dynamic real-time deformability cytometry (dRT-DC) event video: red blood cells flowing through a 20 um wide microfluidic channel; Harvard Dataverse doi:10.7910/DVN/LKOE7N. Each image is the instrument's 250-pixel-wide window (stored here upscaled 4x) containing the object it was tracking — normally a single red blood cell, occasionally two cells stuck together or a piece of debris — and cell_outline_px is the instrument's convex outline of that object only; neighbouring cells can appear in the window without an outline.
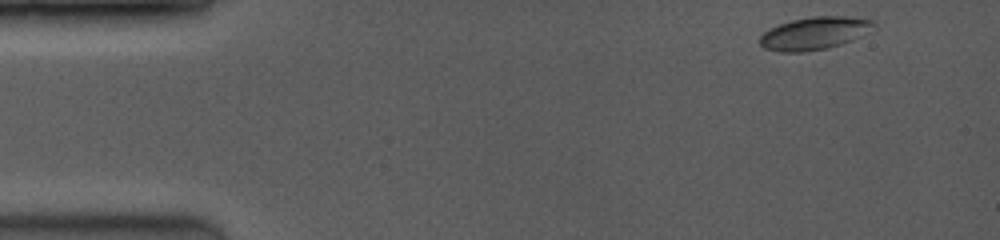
{"species": "common noctule bat (a hibernating species)", "species_latin": "Nyctalus noctula", "temperature_condition": "room temperature", "stored_images_in_passage": 34, "camera_frame_rate_fps": 3500, "um_per_image_px": 0.085, "animal": {"sex": "female", "body_mass_g": 19.0, "forearm_length_mm": 53.3}, "frame": {"image": 1, "passage_image": 1, "time_ms": 0.0, "image_size_px": [1000, 240], "cell_outline_px": [[876, 24], [860, 36], [852, 40], [828, 48], [804, 52], [780, 52], [764, 48], [760, 44], [760, 36], [768, 28], [792, 20], [812, 16], [844, 16], [872, 20]], "centroid_in_image_um": [69.18, 2.83], "position_along_channel_um": 15.8, "area_um2": 21.5}}
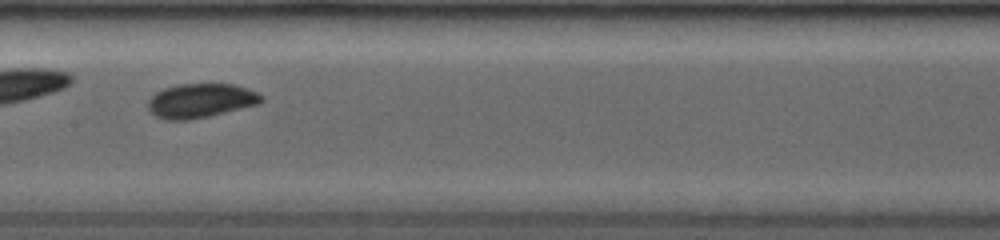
{"frame": {"image": 2, "passage_image": 25, "time_ms": 6.857, "image_size_px": [1000, 240], "cell_outline_px": [[264, 100], [256, 104], [208, 116], [188, 120], [164, 120], [156, 116], [148, 108], [148, 100], [156, 92], [164, 88], [180, 84], [232, 84], [256, 92], [264, 96]], "centroid_in_image_um": [17.02, 8.56], "position_along_channel_um": 190.4, "area_um2": 22.25}}
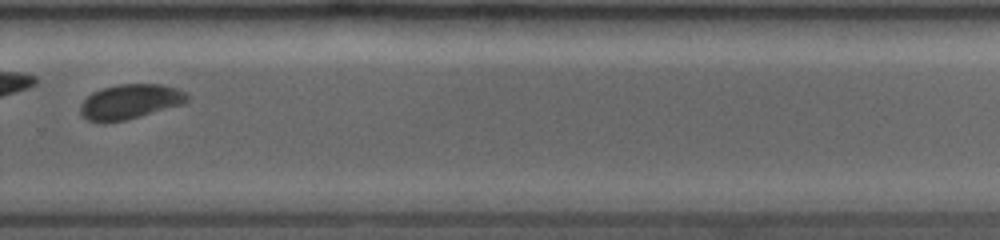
{"frame": {"image": 3, "passage_image": 33, "time_ms": 10.0, "image_size_px": [1000, 240], "cell_outline_px": [[188, 100], [184, 104], [124, 120], [104, 124], [88, 120], [80, 112], [80, 104], [92, 92], [100, 88], [116, 84], [160, 84], [176, 88], [188, 92]], "centroid_in_image_um": [11.04, 8.64], "position_along_channel_um": 318.8, "area_um2": 21.85}}